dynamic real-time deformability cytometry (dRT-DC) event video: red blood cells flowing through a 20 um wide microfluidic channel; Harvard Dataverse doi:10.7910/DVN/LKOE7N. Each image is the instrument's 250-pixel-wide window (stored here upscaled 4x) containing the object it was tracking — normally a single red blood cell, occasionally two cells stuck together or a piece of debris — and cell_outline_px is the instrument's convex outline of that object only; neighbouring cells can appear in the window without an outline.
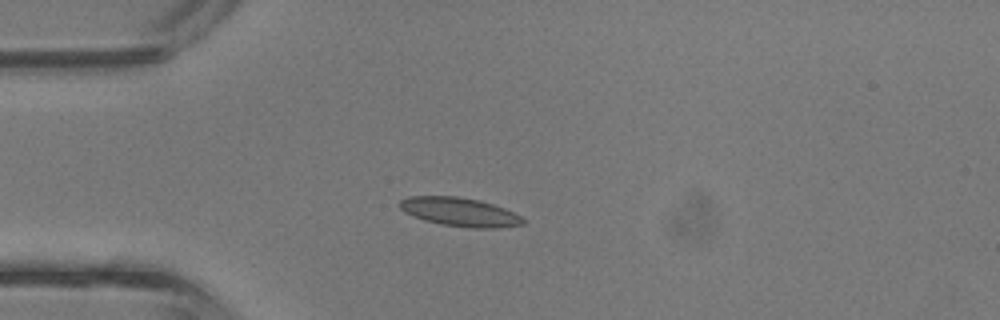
{"species": "common noctule bat (a hibernating species)", "species_latin": "Nyctalus noctula", "temperature_condition": "room temperature", "stored_images_in_passage": 4, "camera_frame_rate_fps": 3000, "um_per_image_px": 0.085, "animal": {"sex": "male", "body_mass_g": 13.3}, "frame": {"image": 1, "passage_image": 3, "time_ms": 0.667, "image_size_px": [1000, 320], "cell_outline_px": [[524, 224], [496, 228], [472, 228], [440, 224], [424, 220], [404, 212], [400, 208], [400, 200], [408, 196], [456, 196], [480, 200], [504, 208], [520, 216], [524, 220]], "centroid_in_image_um": [39.06, 18.01], "position_along_channel_um": 45.9, "area_um2": 20.52}}
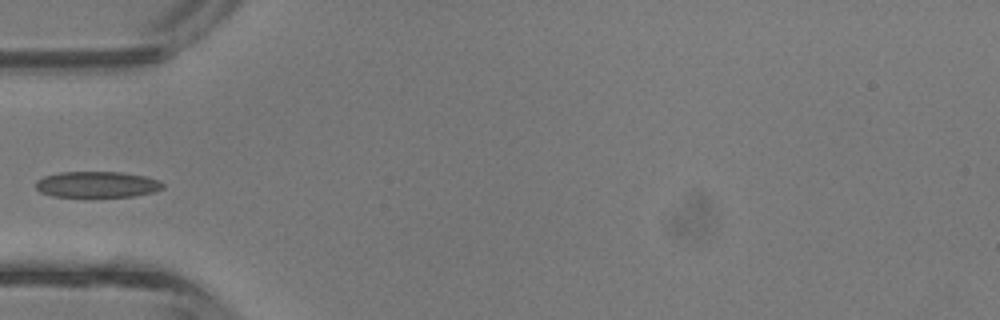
{"frame": {"image": 2, "passage_image": 4, "time_ms": 1.0, "image_size_px": [1000, 320], "cell_outline_px": [[164, 188], [152, 192], [132, 196], [52, 196], [40, 192], [36, 188], [36, 180], [44, 176], [60, 172], [120, 172], [144, 176], [160, 180], [164, 184]], "centroid_in_image_um": [8.24, 15.67], "position_along_channel_um": 76.8, "area_um2": 19.13}}